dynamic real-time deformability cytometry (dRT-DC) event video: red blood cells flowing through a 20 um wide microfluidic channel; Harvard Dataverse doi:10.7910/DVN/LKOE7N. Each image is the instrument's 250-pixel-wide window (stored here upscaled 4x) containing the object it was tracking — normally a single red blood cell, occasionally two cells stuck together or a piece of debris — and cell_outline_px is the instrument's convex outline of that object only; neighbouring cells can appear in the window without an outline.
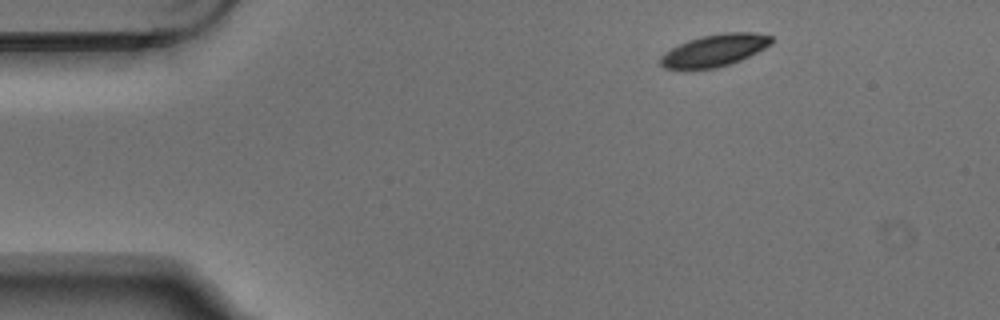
{"species": "Egyptian fruit bat (a non-hibernating species)", "species_latin": "Rousettus aegyptiacus", "temperature_condition": "warm", "stored_images_in_passage": 3, "camera_frame_rate_fps": 3000, "um_per_image_px": 0.085, "animal": {"sex": "male"}, "frame": {"image": 1, "passage_image": 1, "time_ms": 0.0, "image_size_px": [1000, 320], "cell_outline_px": [[772, 44], [732, 64], [716, 68], [664, 68], [660, 64], [660, 56], [664, 52], [688, 40], [700, 36], [724, 32], [756, 32], [772, 36]], "centroid_in_image_um": [60.75, 4.26], "position_along_channel_um": 24.2, "area_um2": 20.63}}